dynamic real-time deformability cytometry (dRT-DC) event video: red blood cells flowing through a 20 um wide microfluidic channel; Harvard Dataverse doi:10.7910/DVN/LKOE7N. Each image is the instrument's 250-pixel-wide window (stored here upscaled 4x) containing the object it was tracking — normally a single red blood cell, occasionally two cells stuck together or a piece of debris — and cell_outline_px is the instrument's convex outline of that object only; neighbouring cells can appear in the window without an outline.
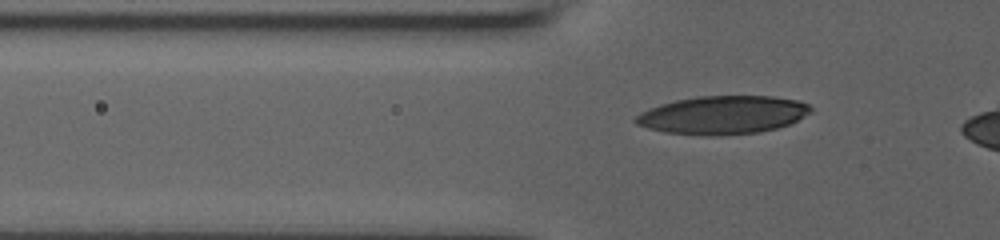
{"species": "human", "species_latin": "Homo sapiens", "temperature_condition": "room temperature", "stored_images_in_passage": 45, "camera_frame_rate_fps": 3000, "um_per_image_px": 0.085, "donor": {"sex": "male"}, "frame": {"image": 1, "passage_image": 14, "time_ms": 4.333, "image_size_px": [1000, 240], "cell_outline_px": [[812, 112], [788, 124], [776, 128], [760, 132], [720, 136], [704, 136], [664, 132], [648, 128], [636, 124], [632, 120], [640, 112], [660, 104], [676, 100], [696, 96], [772, 96], [796, 100], [808, 104], [812, 108]], "centroid_in_image_um": [61.41, 9.78], "position_along_channel_um": 64.4, "area_um2": 39.19}}
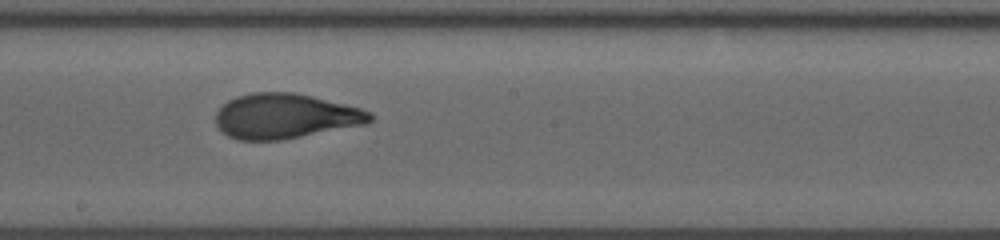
{"frame": {"image": 2, "passage_image": 27, "time_ms": 8.667, "image_size_px": [1000, 240], "cell_outline_px": [[372, 120], [368, 124], [280, 140], [236, 140], [228, 136], [216, 124], [216, 112], [228, 100], [236, 96], [252, 92], [296, 92], [360, 108], [372, 112]], "centroid_in_image_um": [24.25, 9.87], "position_along_channel_um": 223.9, "area_um2": 40.46}}
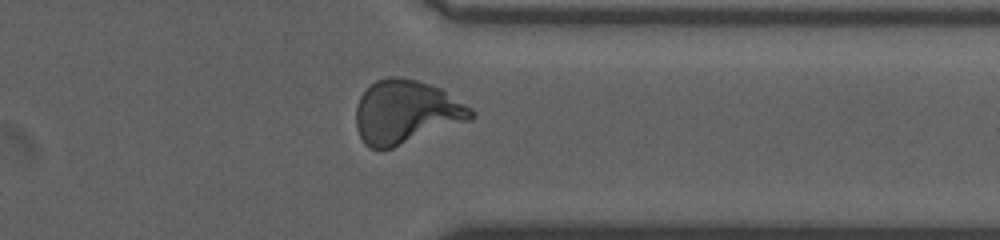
{"frame": {"image": 3, "passage_image": 39, "time_ms": 12.667, "image_size_px": [1000, 240], "cell_outline_px": [[476, 112], [472, 120], [392, 148], [368, 148], [364, 144], [356, 128], [356, 108], [360, 96], [376, 80], [388, 76], [396, 76], [416, 80], [440, 88], [472, 108]], "centroid_in_image_um": [34.52, 9.53], "position_along_channel_um": 376.9, "area_um2": 42.6}}